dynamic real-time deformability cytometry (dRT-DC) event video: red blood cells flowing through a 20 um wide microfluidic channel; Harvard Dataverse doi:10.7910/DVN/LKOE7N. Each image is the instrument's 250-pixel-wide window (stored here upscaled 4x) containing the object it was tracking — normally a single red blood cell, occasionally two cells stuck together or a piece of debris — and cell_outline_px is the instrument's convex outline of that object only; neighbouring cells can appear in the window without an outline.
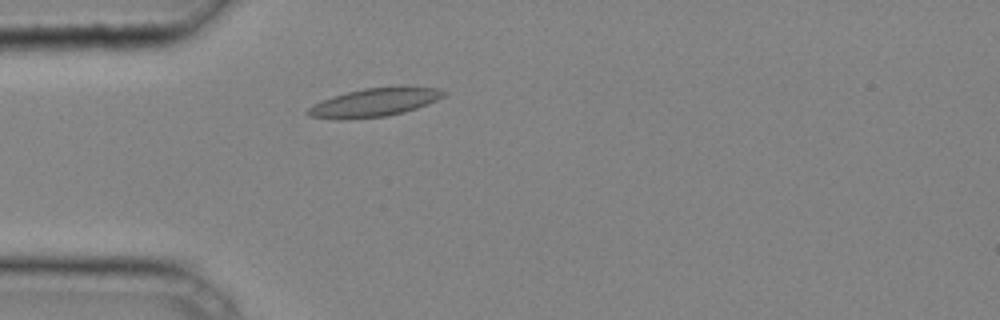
{"species": "common noctule bat (a hibernating species)", "species_latin": "Nyctalus noctula", "temperature_condition": "cold", "stored_images_in_passage": 26, "camera_frame_rate_fps": 3000, "um_per_image_px": 0.085, "animal": {"sex": "male", "body_mass_g": 20.4}, "frame": {"image": 1, "passage_image": 1, "time_ms": 0.0, "image_size_px": [1000, 320], "cell_outline_px": [[448, 92], [444, 96], [428, 104], [404, 112], [388, 116], [348, 120], [336, 120], [308, 116], [304, 112], [308, 108], [332, 96], [364, 88], [400, 84], [440, 88]], "centroid_in_image_um": [31.88, 8.68], "position_along_channel_um": 53.1, "area_um2": 23.29}}
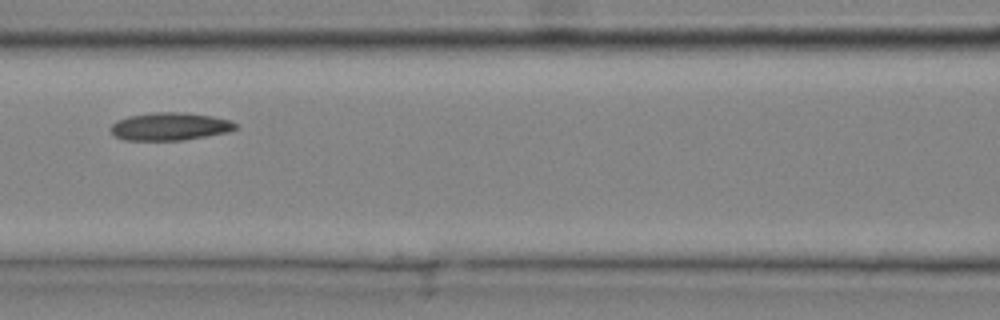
{"frame": {"image": 2, "passage_image": 8, "time_ms": 2.333, "image_size_px": [1000, 320], "cell_outline_px": [[236, 128], [228, 132], [184, 140], [124, 140], [112, 136], [108, 128], [116, 120], [128, 116], [152, 112], [184, 112], [212, 116], [228, 120], [236, 124]], "centroid_in_image_um": [14.35, 10.75], "position_along_channel_um": 152.2, "area_um2": 20.4}}
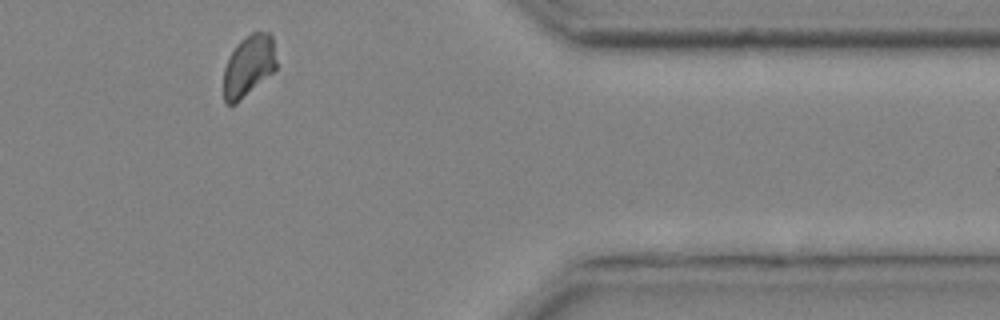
{"frame": {"image": 3, "passage_image": 25, "time_ms": 8.0, "image_size_px": [1000, 320], "cell_outline_px": [[276, 68], [272, 72], [236, 104], [228, 104], [224, 100], [224, 68], [236, 44], [240, 40], [252, 32], [268, 32], [272, 36], [276, 60]], "centroid_in_image_um": [21.13, 5.58], "position_along_channel_um": 390.3, "area_um2": 18.61}}